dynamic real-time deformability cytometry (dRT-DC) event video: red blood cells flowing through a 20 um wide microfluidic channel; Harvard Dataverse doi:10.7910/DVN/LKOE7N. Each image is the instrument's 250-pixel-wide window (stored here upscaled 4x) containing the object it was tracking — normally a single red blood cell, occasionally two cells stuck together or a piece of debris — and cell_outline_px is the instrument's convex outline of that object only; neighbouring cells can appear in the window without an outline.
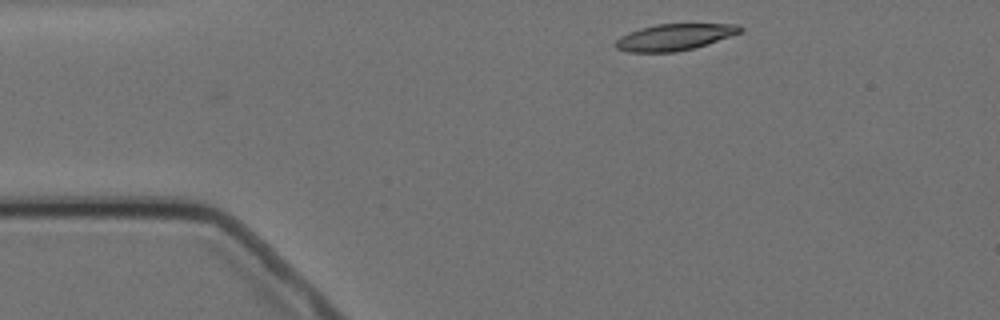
{"species": "Egyptian fruit bat (a non-hibernating species)", "species_latin": "Rousettus aegyptiacus", "temperature_condition": "cold", "stored_images_in_passage": 8, "camera_frame_rate_fps": 3000, "um_per_image_px": 0.085, "animal": {"sex": "female"}, "frame": {"image": 1, "passage_image": 1, "time_ms": 0.0, "image_size_px": [1000, 320], "cell_outline_px": [[744, 28], [740, 32], [692, 48], [676, 52], [628, 52], [616, 48], [616, 40], [620, 36], [628, 32], [640, 28], [656, 24], [740, 24]], "centroid_in_image_um": [57.28, 3.14], "position_along_channel_um": 27.7, "area_um2": 18.9}}
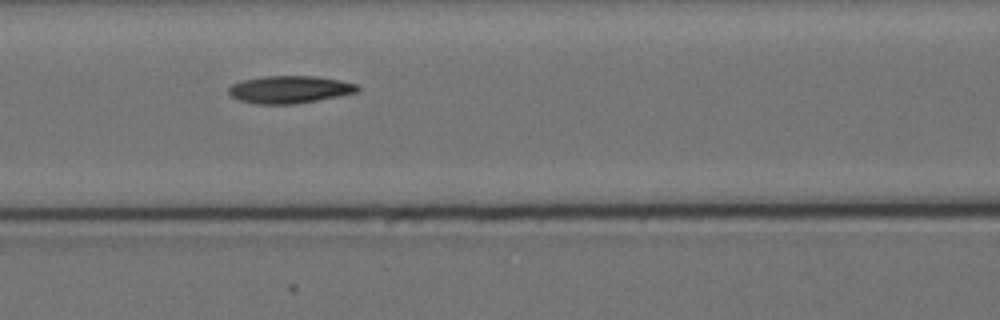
{"frame": {"image": 2, "passage_image": 5, "time_ms": 4.667, "image_size_px": [1000, 320], "cell_outline_px": [[360, 88], [356, 92], [316, 100], [292, 104], [256, 104], [240, 100], [232, 96], [228, 92], [228, 88], [232, 84], [244, 80], [264, 76], [312, 76], [340, 80], [356, 84]], "centroid_in_image_um": [24.59, 7.6], "position_along_channel_um": 142.0, "area_um2": 20.29}}
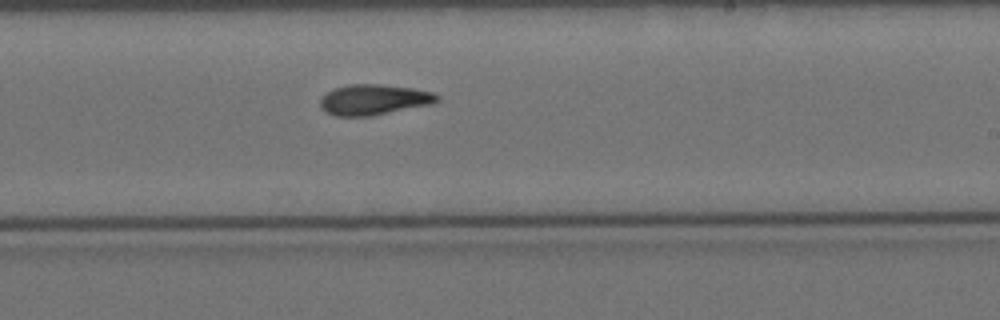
{"frame": {"image": 3, "passage_image": 8, "time_ms": 8.0, "image_size_px": [1000, 320], "cell_outline_px": [[440, 100], [432, 104], [372, 116], [336, 116], [324, 112], [320, 108], [320, 96], [336, 88], [348, 84], [380, 84], [412, 88], [432, 92], [440, 96]], "centroid_in_image_um": [31.76, 8.48], "position_along_channel_um": 257.2, "area_um2": 20.98}}